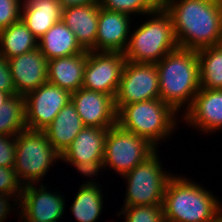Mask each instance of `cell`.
<instances>
[{"label":"cell","mask_w":222,"mask_h":222,"mask_svg":"<svg viewBox=\"0 0 222 222\" xmlns=\"http://www.w3.org/2000/svg\"><path fill=\"white\" fill-rule=\"evenodd\" d=\"M26 129L25 97L12 96L0 108V135L15 136Z\"/></svg>","instance_id":"obj_26"},{"label":"cell","mask_w":222,"mask_h":222,"mask_svg":"<svg viewBox=\"0 0 222 222\" xmlns=\"http://www.w3.org/2000/svg\"><path fill=\"white\" fill-rule=\"evenodd\" d=\"M200 63V88L222 90V43L197 51Z\"/></svg>","instance_id":"obj_24"},{"label":"cell","mask_w":222,"mask_h":222,"mask_svg":"<svg viewBox=\"0 0 222 222\" xmlns=\"http://www.w3.org/2000/svg\"><path fill=\"white\" fill-rule=\"evenodd\" d=\"M84 127L75 106L70 101L43 131L54 149L62 155Z\"/></svg>","instance_id":"obj_20"},{"label":"cell","mask_w":222,"mask_h":222,"mask_svg":"<svg viewBox=\"0 0 222 222\" xmlns=\"http://www.w3.org/2000/svg\"><path fill=\"white\" fill-rule=\"evenodd\" d=\"M98 19L99 3L62 8V22L75 34L78 43L86 51H95Z\"/></svg>","instance_id":"obj_16"},{"label":"cell","mask_w":222,"mask_h":222,"mask_svg":"<svg viewBox=\"0 0 222 222\" xmlns=\"http://www.w3.org/2000/svg\"><path fill=\"white\" fill-rule=\"evenodd\" d=\"M156 151L144 162L123 175L128 179L125 206L162 205L171 176L164 174Z\"/></svg>","instance_id":"obj_7"},{"label":"cell","mask_w":222,"mask_h":222,"mask_svg":"<svg viewBox=\"0 0 222 222\" xmlns=\"http://www.w3.org/2000/svg\"><path fill=\"white\" fill-rule=\"evenodd\" d=\"M108 129L85 126L61 155V159L76 166L86 176L102 167Z\"/></svg>","instance_id":"obj_12"},{"label":"cell","mask_w":222,"mask_h":222,"mask_svg":"<svg viewBox=\"0 0 222 222\" xmlns=\"http://www.w3.org/2000/svg\"><path fill=\"white\" fill-rule=\"evenodd\" d=\"M155 152L144 137L123 130L118 124L108 128L103 164L125 175Z\"/></svg>","instance_id":"obj_8"},{"label":"cell","mask_w":222,"mask_h":222,"mask_svg":"<svg viewBox=\"0 0 222 222\" xmlns=\"http://www.w3.org/2000/svg\"><path fill=\"white\" fill-rule=\"evenodd\" d=\"M37 42H39L38 48L48 61L85 51L78 43L75 34L62 20L55 23Z\"/></svg>","instance_id":"obj_22"},{"label":"cell","mask_w":222,"mask_h":222,"mask_svg":"<svg viewBox=\"0 0 222 222\" xmlns=\"http://www.w3.org/2000/svg\"><path fill=\"white\" fill-rule=\"evenodd\" d=\"M184 118L204 131L221 128L222 90L200 88Z\"/></svg>","instance_id":"obj_18"},{"label":"cell","mask_w":222,"mask_h":222,"mask_svg":"<svg viewBox=\"0 0 222 222\" xmlns=\"http://www.w3.org/2000/svg\"><path fill=\"white\" fill-rule=\"evenodd\" d=\"M100 7L129 15L132 13L156 14L157 10L147 0H100Z\"/></svg>","instance_id":"obj_27"},{"label":"cell","mask_w":222,"mask_h":222,"mask_svg":"<svg viewBox=\"0 0 222 222\" xmlns=\"http://www.w3.org/2000/svg\"><path fill=\"white\" fill-rule=\"evenodd\" d=\"M158 98L160 88L156 64L126 61L115 96L117 112L124 105Z\"/></svg>","instance_id":"obj_9"},{"label":"cell","mask_w":222,"mask_h":222,"mask_svg":"<svg viewBox=\"0 0 222 222\" xmlns=\"http://www.w3.org/2000/svg\"><path fill=\"white\" fill-rule=\"evenodd\" d=\"M6 196L11 197L12 195L0 193V222H2L3 219H5V217L7 216L6 215L7 212L10 211L9 203L6 200Z\"/></svg>","instance_id":"obj_33"},{"label":"cell","mask_w":222,"mask_h":222,"mask_svg":"<svg viewBox=\"0 0 222 222\" xmlns=\"http://www.w3.org/2000/svg\"><path fill=\"white\" fill-rule=\"evenodd\" d=\"M16 153L13 169L17 178L31 181L40 180L46 175L53 160L61 155L51 145L44 131L26 129L16 136ZM31 180V181H30Z\"/></svg>","instance_id":"obj_6"},{"label":"cell","mask_w":222,"mask_h":222,"mask_svg":"<svg viewBox=\"0 0 222 222\" xmlns=\"http://www.w3.org/2000/svg\"><path fill=\"white\" fill-rule=\"evenodd\" d=\"M11 135H0V166L13 167L16 153V139ZM14 139V140H13Z\"/></svg>","instance_id":"obj_31"},{"label":"cell","mask_w":222,"mask_h":222,"mask_svg":"<svg viewBox=\"0 0 222 222\" xmlns=\"http://www.w3.org/2000/svg\"><path fill=\"white\" fill-rule=\"evenodd\" d=\"M7 61L17 95L25 97L48 82V60L39 48Z\"/></svg>","instance_id":"obj_14"},{"label":"cell","mask_w":222,"mask_h":222,"mask_svg":"<svg viewBox=\"0 0 222 222\" xmlns=\"http://www.w3.org/2000/svg\"><path fill=\"white\" fill-rule=\"evenodd\" d=\"M187 179L171 177L162 208L165 222H216L221 209L209 191Z\"/></svg>","instance_id":"obj_3"},{"label":"cell","mask_w":222,"mask_h":222,"mask_svg":"<svg viewBox=\"0 0 222 222\" xmlns=\"http://www.w3.org/2000/svg\"><path fill=\"white\" fill-rule=\"evenodd\" d=\"M71 102L85 126L108 129L117 124L115 98L112 95L81 87L71 93Z\"/></svg>","instance_id":"obj_13"},{"label":"cell","mask_w":222,"mask_h":222,"mask_svg":"<svg viewBox=\"0 0 222 222\" xmlns=\"http://www.w3.org/2000/svg\"><path fill=\"white\" fill-rule=\"evenodd\" d=\"M0 91L17 95L7 59L0 54Z\"/></svg>","instance_id":"obj_32"},{"label":"cell","mask_w":222,"mask_h":222,"mask_svg":"<svg viewBox=\"0 0 222 222\" xmlns=\"http://www.w3.org/2000/svg\"><path fill=\"white\" fill-rule=\"evenodd\" d=\"M71 101V93L46 82L25 96L27 129L43 131Z\"/></svg>","instance_id":"obj_11"},{"label":"cell","mask_w":222,"mask_h":222,"mask_svg":"<svg viewBox=\"0 0 222 222\" xmlns=\"http://www.w3.org/2000/svg\"><path fill=\"white\" fill-rule=\"evenodd\" d=\"M23 215V219H25V222H41L39 220L33 219V218H29L24 212L21 213ZM27 220V221H26ZM43 222V221H42ZM57 222V221H56Z\"/></svg>","instance_id":"obj_37"},{"label":"cell","mask_w":222,"mask_h":222,"mask_svg":"<svg viewBox=\"0 0 222 222\" xmlns=\"http://www.w3.org/2000/svg\"><path fill=\"white\" fill-rule=\"evenodd\" d=\"M216 222H222V213L219 215V217H218Z\"/></svg>","instance_id":"obj_38"},{"label":"cell","mask_w":222,"mask_h":222,"mask_svg":"<svg viewBox=\"0 0 222 222\" xmlns=\"http://www.w3.org/2000/svg\"><path fill=\"white\" fill-rule=\"evenodd\" d=\"M126 222H165L162 205L125 206Z\"/></svg>","instance_id":"obj_28"},{"label":"cell","mask_w":222,"mask_h":222,"mask_svg":"<svg viewBox=\"0 0 222 222\" xmlns=\"http://www.w3.org/2000/svg\"><path fill=\"white\" fill-rule=\"evenodd\" d=\"M88 51L48 61V82L70 93L82 87Z\"/></svg>","instance_id":"obj_19"},{"label":"cell","mask_w":222,"mask_h":222,"mask_svg":"<svg viewBox=\"0 0 222 222\" xmlns=\"http://www.w3.org/2000/svg\"><path fill=\"white\" fill-rule=\"evenodd\" d=\"M165 11L172 19L178 47L198 51L222 43V3L218 0H173Z\"/></svg>","instance_id":"obj_1"},{"label":"cell","mask_w":222,"mask_h":222,"mask_svg":"<svg viewBox=\"0 0 222 222\" xmlns=\"http://www.w3.org/2000/svg\"><path fill=\"white\" fill-rule=\"evenodd\" d=\"M21 193L22 211L29 217L43 222H56L64 210V201L61 195L33 187V183L26 184Z\"/></svg>","instance_id":"obj_17"},{"label":"cell","mask_w":222,"mask_h":222,"mask_svg":"<svg viewBox=\"0 0 222 222\" xmlns=\"http://www.w3.org/2000/svg\"><path fill=\"white\" fill-rule=\"evenodd\" d=\"M20 183L21 182L17 178L16 171L13 167L0 166V193L15 195V191H18V196L21 197L23 186H19L21 185Z\"/></svg>","instance_id":"obj_30"},{"label":"cell","mask_w":222,"mask_h":222,"mask_svg":"<svg viewBox=\"0 0 222 222\" xmlns=\"http://www.w3.org/2000/svg\"><path fill=\"white\" fill-rule=\"evenodd\" d=\"M100 189L94 183L88 182L80 187L74 200L72 213L78 222H95L102 210Z\"/></svg>","instance_id":"obj_25"},{"label":"cell","mask_w":222,"mask_h":222,"mask_svg":"<svg viewBox=\"0 0 222 222\" xmlns=\"http://www.w3.org/2000/svg\"><path fill=\"white\" fill-rule=\"evenodd\" d=\"M25 3L21 20L37 39L61 21L62 7L58 0H26Z\"/></svg>","instance_id":"obj_21"},{"label":"cell","mask_w":222,"mask_h":222,"mask_svg":"<svg viewBox=\"0 0 222 222\" xmlns=\"http://www.w3.org/2000/svg\"><path fill=\"white\" fill-rule=\"evenodd\" d=\"M160 99L176 112L189 99V109L200 90V63L197 51L178 47L156 63Z\"/></svg>","instance_id":"obj_2"},{"label":"cell","mask_w":222,"mask_h":222,"mask_svg":"<svg viewBox=\"0 0 222 222\" xmlns=\"http://www.w3.org/2000/svg\"><path fill=\"white\" fill-rule=\"evenodd\" d=\"M156 10H165L173 0H147Z\"/></svg>","instance_id":"obj_35"},{"label":"cell","mask_w":222,"mask_h":222,"mask_svg":"<svg viewBox=\"0 0 222 222\" xmlns=\"http://www.w3.org/2000/svg\"><path fill=\"white\" fill-rule=\"evenodd\" d=\"M157 13L132 34L123 53L126 61L156 64L178 48L170 15L165 10Z\"/></svg>","instance_id":"obj_4"},{"label":"cell","mask_w":222,"mask_h":222,"mask_svg":"<svg viewBox=\"0 0 222 222\" xmlns=\"http://www.w3.org/2000/svg\"><path fill=\"white\" fill-rule=\"evenodd\" d=\"M20 0H0V30L21 19Z\"/></svg>","instance_id":"obj_29"},{"label":"cell","mask_w":222,"mask_h":222,"mask_svg":"<svg viewBox=\"0 0 222 222\" xmlns=\"http://www.w3.org/2000/svg\"><path fill=\"white\" fill-rule=\"evenodd\" d=\"M12 96L9 93L0 91V108L1 106L11 98Z\"/></svg>","instance_id":"obj_36"},{"label":"cell","mask_w":222,"mask_h":222,"mask_svg":"<svg viewBox=\"0 0 222 222\" xmlns=\"http://www.w3.org/2000/svg\"><path fill=\"white\" fill-rule=\"evenodd\" d=\"M129 15L109 11L99 4V19L95 40V51L124 53L129 32ZM125 45V46H124Z\"/></svg>","instance_id":"obj_15"},{"label":"cell","mask_w":222,"mask_h":222,"mask_svg":"<svg viewBox=\"0 0 222 222\" xmlns=\"http://www.w3.org/2000/svg\"><path fill=\"white\" fill-rule=\"evenodd\" d=\"M175 112L160 98L136 102L124 105L117 112V124L123 130L144 137L155 147L156 140L168 136L175 125Z\"/></svg>","instance_id":"obj_5"},{"label":"cell","mask_w":222,"mask_h":222,"mask_svg":"<svg viewBox=\"0 0 222 222\" xmlns=\"http://www.w3.org/2000/svg\"><path fill=\"white\" fill-rule=\"evenodd\" d=\"M62 8L73 5H86L90 3H99L100 0H58Z\"/></svg>","instance_id":"obj_34"},{"label":"cell","mask_w":222,"mask_h":222,"mask_svg":"<svg viewBox=\"0 0 222 222\" xmlns=\"http://www.w3.org/2000/svg\"><path fill=\"white\" fill-rule=\"evenodd\" d=\"M37 38L20 19L0 30V54L7 60L38 48Z\"/></svg>","instance_id":"obj_23"},{"label":"cell","mask_w":222,"mask_h":222,"mask_svg":"<svg viewBox=\"0 0 222 222\" xmlns=\"http://www.w3.org/2000/svg\"><path fill=\"white\" fill-rule=\"evenodd\" d=\"M125 62L121 52L88 51L82 87L115 98Z\"/></svg>","instance_id":"obj_10"}]
</instances>
